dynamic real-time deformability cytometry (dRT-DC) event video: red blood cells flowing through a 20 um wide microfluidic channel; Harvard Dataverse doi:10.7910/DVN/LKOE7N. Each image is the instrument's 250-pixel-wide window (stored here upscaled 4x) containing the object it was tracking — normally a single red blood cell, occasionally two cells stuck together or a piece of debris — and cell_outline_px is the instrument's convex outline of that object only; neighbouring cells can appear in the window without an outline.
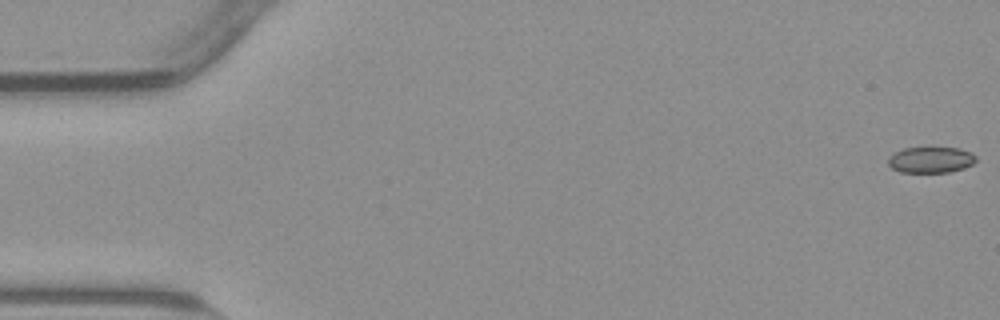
{"species": "common noctule bat (a hibernating species)", "species_latin": "Nyctalus noctula", "temperature_condition": "warm", "stored_images_in_passage": 55, "camera_frame_rate_fps": 3000, "um_per_image_px": 0.085, "animal": {"sex": "male", "body_mass_g": 23.1, "forearm_length_mm": 52.7}, "frame": {"image": 1, "passage_image": 1, "time_ms": 0.0, "image_size_px": [1000, 320], "cell_outline_px": [[976, 160], [972, 164], [964, 168], [948, 172], [900, 172], [892, 168], [888, 164], [888, 156], [904, 148], [960, 148], [972, 152], [976, 156]], "centroid_in_image_um": [79.12, 13.58], "position_along_channel_um": 5.9, "area_um2": 13.29}}
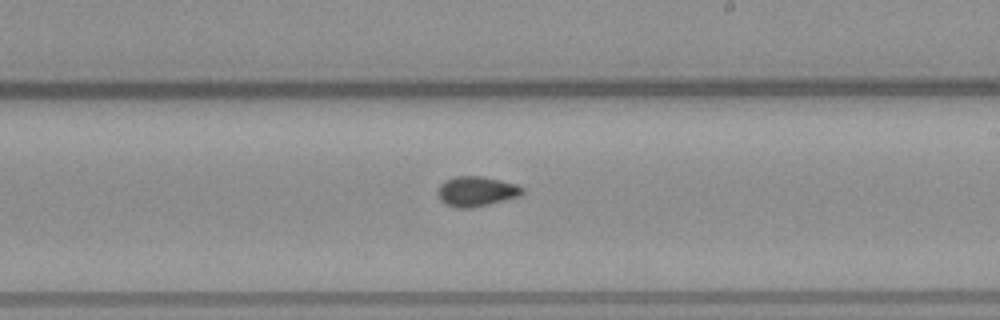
{"frame": {"image": 2, "passage_image": 32, "time_ms": 10.333, "image_size_px": [1000, 320], "cell_outline_px": [[524, 192], [520, 196], [472, 208], [460, 208], [448, 204], [440, 200], [436, 192], [440, 184], [444, 180], [456, 176], [484, 176], [516, 184], [524, 188]], "centroid_in_image_um": [40.49, 16.25], "position_along_channel_um": 248.5, "area_um2": 14.8}}
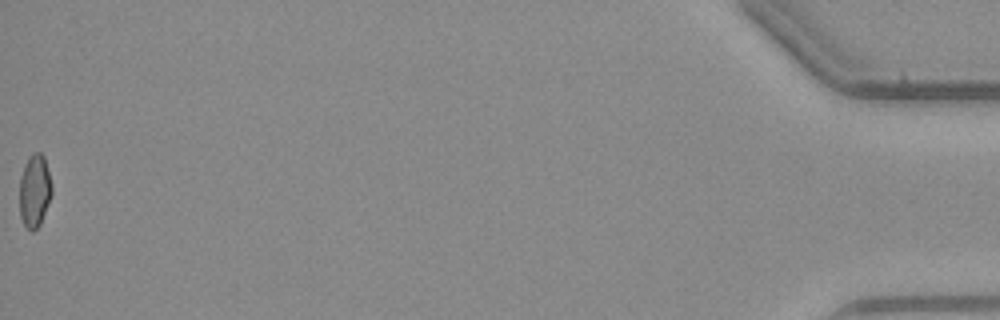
{"frame": {"image": 3, "passage_image": 55, "time_ms": 18.0, "image_size_px": [1000, 320], "cell_outline_px": [[52, 192], [40, 224], [32, 232], [24, 224], [20, 216], [20, 176], [24, 164], [28, 156], [32, 152], [40, 152], [44, 156], [52, 184]], "centroid_in_image_um": [2.93, 16.17], "position_along_channel_um": 432.3, "area_um2": 13.7}, "authors_computed_cell_mechanics": {"area_um2": 14.0454, "velocity_mm_per_s": 3.8284, "shape_relaxation_time_tau1_ms": null, "shape_relaxation_time_tau2_ms": 2.0182, "deformation_change_tau1": null, "deformation_change_tau2": 0.0411}}